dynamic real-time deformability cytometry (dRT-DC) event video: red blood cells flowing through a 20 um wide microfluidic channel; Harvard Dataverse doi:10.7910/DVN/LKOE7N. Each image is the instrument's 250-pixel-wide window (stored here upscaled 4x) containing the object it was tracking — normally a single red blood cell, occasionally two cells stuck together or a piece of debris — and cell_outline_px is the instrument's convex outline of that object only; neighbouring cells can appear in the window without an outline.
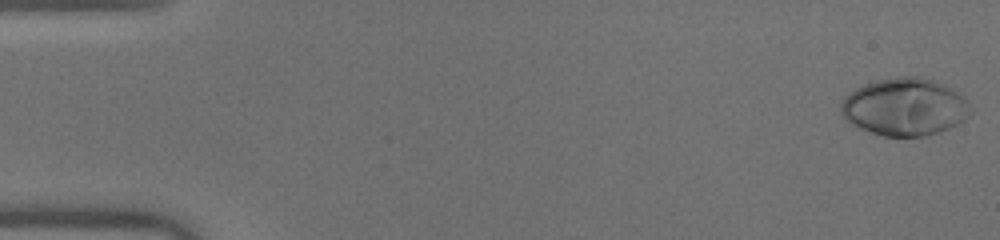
{"species": "human", "species_latin": "Homo sapiens", "temperature_condition": "warm", "stored_images_in_passage": 50, "camera_frame_rate_fps": 3000, "um_per_image_px": 0.085, "donor": {"sex": "male"}, "frame": {"image": 1, "passage_image": 1, "time_ms": 0.0, "image_size_px": [1000, 240], "cell_outline_px": [[972, 112], [964, 120], [948, 128], [924, 136], [884, 136], [856, 128], [844, 120], [840, 112], [840, 104], [844, 96], [856, 88], [864, 84], [876, 80], [900, 76], [916, 76], [932, 80], [944, 84], [956, 92], [972, 108]], "centroid_in_image_um": [76.83, 9.09], "position_along_channel_um": 8.2, "area_um2": 43.47}}
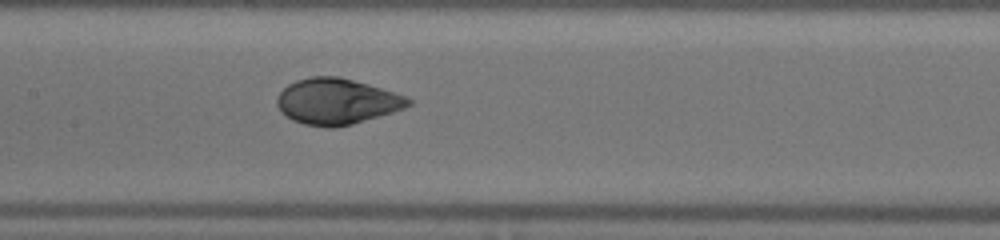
{"frame": {"image": 2, "passage_image": 25, "time_ms": 8.0, "image_size_px": [1000, 240], "cell_outline_px": [[412, 104], [404, 108], [392, 112], [352, 124], [336, 128], [328, 128], [304, 124], [292, 120], [280, 112], [276, 104], [276, 96], [288, 84], [296, 80], [312, 76], [340, 76], [368, 84], [404, 96], [412, 100]], "centroid_in_image_um": [28.57, 8.62], "position_along_channel_um": 178.8, "area_um2": 35.14}}
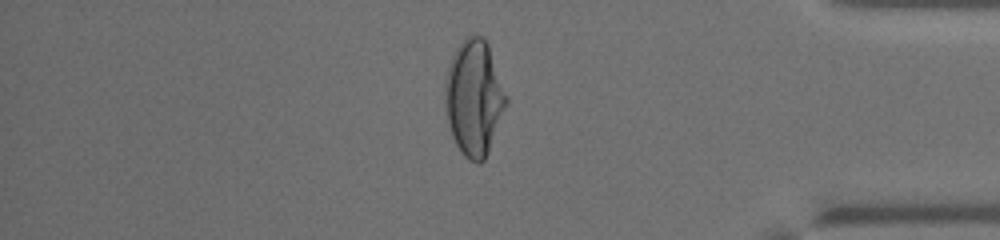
{"frame": {"image": 3, "passage_image": 43, "time_ms": 14.0, "image_size_px": [1000, 240], "cell_outline_px": [[508, 104], [488, 152], [484, 160], [480, 164], [476, 164], [468, 160], [464, 156], [456, 144], [452, 136], [448, 120], [444, 92], [444, 80], [452, 56], [456, 48], [468, 36], [484, 36], [488, 44], [508, 96]], "centroid_in_image_um": [40.32, 8.33], "position_along_channel_um": 394.9, "area_um2": 41.33}, "authors_computed_cell_mechanics": {"area_um2": 36.7897, "velocity_mm_per_s": 4.0689, "shape_relaxation_time_tau1_ms": 4.0167, "shape_relaxation_time_tau2_ms": null, "deformation_change_tau1": 0.2156, "deformation_change_tau2": null}}